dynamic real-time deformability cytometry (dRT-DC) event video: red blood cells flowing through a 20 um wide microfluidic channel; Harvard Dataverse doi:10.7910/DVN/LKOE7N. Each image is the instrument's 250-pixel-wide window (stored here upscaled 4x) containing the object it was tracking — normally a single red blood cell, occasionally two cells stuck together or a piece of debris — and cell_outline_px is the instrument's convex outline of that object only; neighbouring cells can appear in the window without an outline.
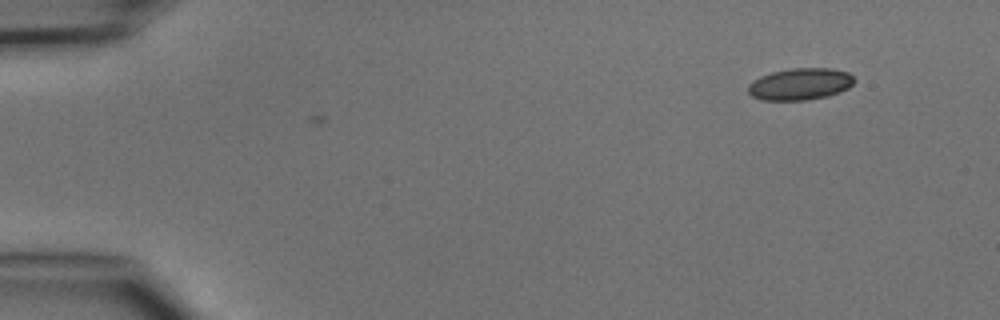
{"species": "common noctule bat (a hibernating species)", "species_latin": "Nyctalus noctula", "temperature_condition": "cold", "stored_images_in_passage": 3, "camera_frame_rate_fps": 3000, "um_per_image_px": 0.085, "animal": {"sex": "male", "body_mass_g": 15.6}, "frame": {"image": 1, "passage_image": 1, "time_ms": 0.0, "image_size_px": [1000, 320], "cell_outline_px": [[856, 80], [848, 88], [840, 92], [828, 96], [808, 100], [760, 100], [752, 96], [748, 92], [748, 84], [752, 80], [760, 76], [772, 72], [792, 68], [828, 68], [848, 72]], "centroid_in_image_um": [68.0, 7.15], "position_along_channel_um": 17.0, "area_um2": 19.83}}